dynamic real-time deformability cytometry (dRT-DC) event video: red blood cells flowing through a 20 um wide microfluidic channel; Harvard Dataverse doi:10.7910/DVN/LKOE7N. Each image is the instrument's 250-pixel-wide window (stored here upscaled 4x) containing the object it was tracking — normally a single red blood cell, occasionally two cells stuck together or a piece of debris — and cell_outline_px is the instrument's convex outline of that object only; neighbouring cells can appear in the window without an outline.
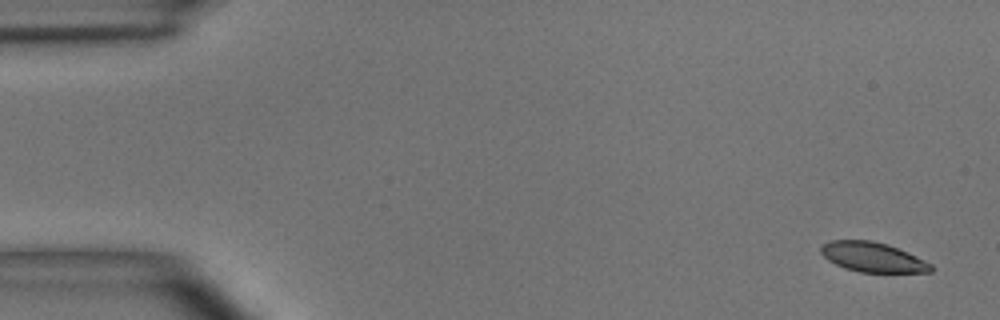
{"species": "common noctule bat (a hibernating species)", "species_latin": "Nyctalus noctula", "temperature_condition": "room temperature", "stored_images_in_passage": 7, "camera_frame_rate_fps": 3000, "um_per_image_px": 0.085, "animal": {"sex": "male", "body_mass_g": 15.6}, "frame": {"image": 1, "passage_image": 1, "time_ms": 0.0, "image_size_px": [1000, 320], "cell_outline_px": [[936, 268], [932, 272], [860, 272], [844, 268], [828, 260], [820, 252], [820, 248], [824, 244], [832, 240], [872, 240], [888, 244], [908, 252], [932, 264]], "centroid_in_image_um": [74.21, 21.86], "position_along_channel_um": 10.8, "area_um2": 19.13}}
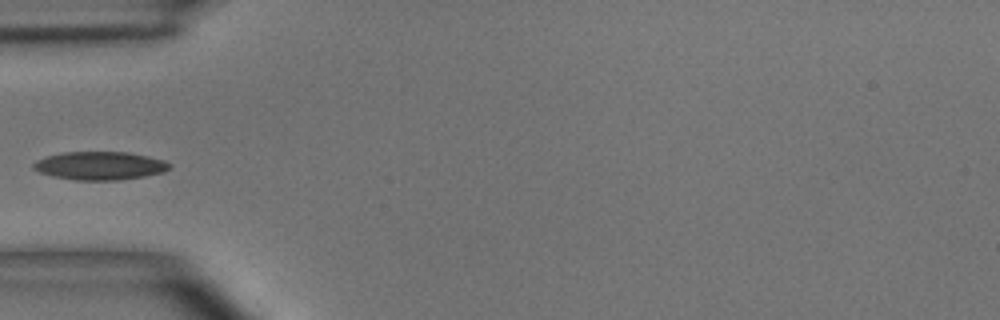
{"frame": {"image": 2, "passage_image": 5, "time_ms": 5.0, "image_size_px": [1000, 320], "cell_outline_px": [[172, 168], [164, 172], [144, 176], [120, 180], [76, 180], [52, 176], [40, 172], [32, 168], [32, 164], [36, 160], [48, 156], [64, 152], [128, 152], [148, 156], [164, 160], [172, 164]], "centroid_in_image_um": [8.52, 14.08], "position_along_channel_um": 76.5, "area_um2": 22.48}}
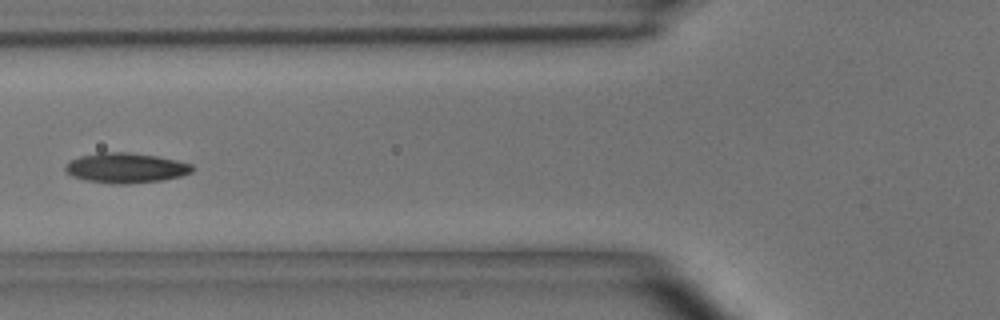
{"frame": {"image": 3, "passage_image": 6, "time_ms": 6.0, "image_size_px": [1000, 320], "cell_outline_px": [[196, 168], [192, 172], [180, 176], [164, 180], [128, 184], [112, 184], [84, 180], [72, 176], [64, 168], [64, 164], [80, 156], [100, 152], [128, 152], [156, 156], [176, 160], [192, 164]], "centroid_in_image_um": [10.7, 14.28], "position_along_channel_um": 115.1, "area_um2": 22.37}}